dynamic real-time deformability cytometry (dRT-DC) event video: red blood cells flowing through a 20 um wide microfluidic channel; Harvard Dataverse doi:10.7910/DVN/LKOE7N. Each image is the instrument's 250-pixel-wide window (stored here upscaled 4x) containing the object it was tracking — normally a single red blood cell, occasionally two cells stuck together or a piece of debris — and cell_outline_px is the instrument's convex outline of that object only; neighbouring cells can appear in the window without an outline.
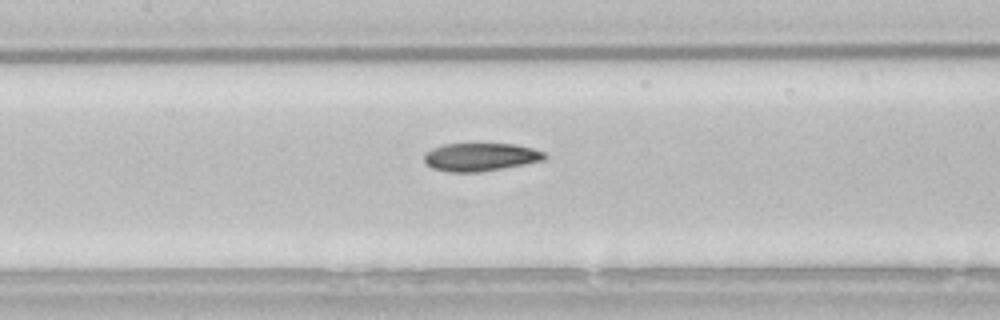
{"species": "common noctule bat (a hibernating species)", "species_latin": "Nyctalus noctula", "temperature_condition": "room temperature", "stored_images_in_passage": 34, "camera_frame_rate_fps": 3000, "um_per_image_px": 0.085, "animal": {"sex": "male", "body_mass_g": 21.5, "forearm_length_mm": 52.0}, "frame": {"image": 1, "passage_image": 9, "time_ms": 2.667, "image_size_px": [1000, 320], "cell_outline_px": [[548, 156], [544, 160], [524, 164], [480, 172], [448, 172], [432, 168], [424, 160], [424, 156], [432, 148], [444, 144], [516, 144], [532, 148], [544, 152]], "centroid_in_image_um": [40.86, 13.34], "position_along_channel_um": 166.5, "area_um2": 19.59}}
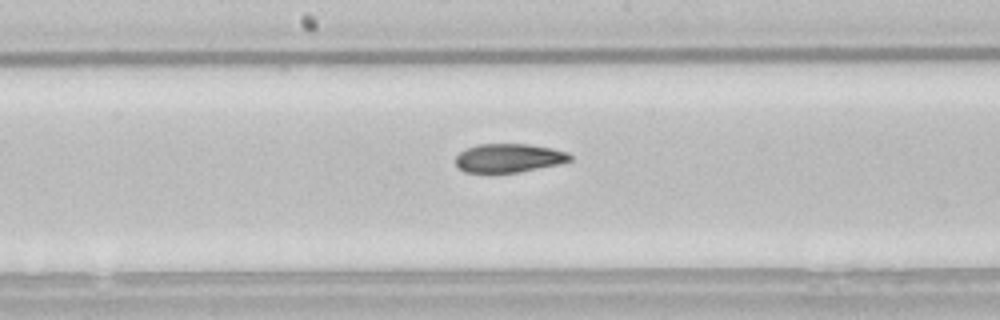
{"frame": {"image": 2, "passage_image": 12, "time_ms": 3.667, "image_size_px": [1000, 320], "cell_outline_px": [[572, 160], [560, 164], [516, 172], [464, 172], [456, 164], [456, 156], [464, 148], [476, 144], [528, 144], [552, 148], [568, 152], [572, 156]], "centroid_in_image_um": [43.25, 13.41], "position_along_channel_um": 204.9, "area_um2": 19.13}}
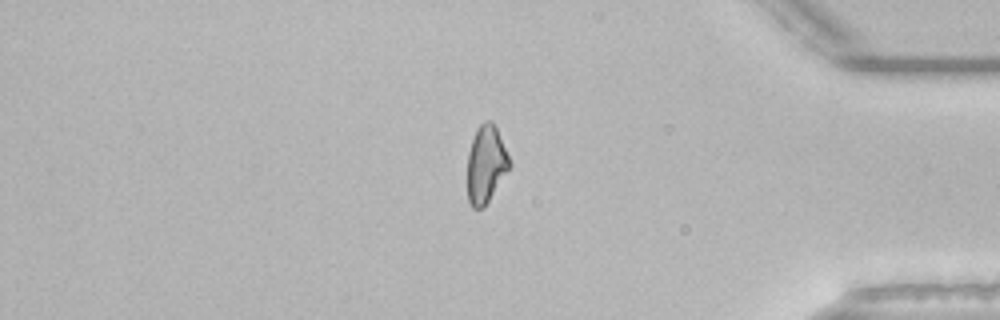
{"frame": {"image": 3, "passage_image": 29, "time_ms": 9.333, "image_size_px": [1000, 320], "cell_outline_px": [[512, 164], [484, 208], [472, 208], [468, 200], [468, 152], [476, 128], [484, 120], [492, 120], [496, 124]], "centroid_in_image_um": [41.32, 13.92], "position_along_channel_um": 393.9, "area_um2": 19.19}}